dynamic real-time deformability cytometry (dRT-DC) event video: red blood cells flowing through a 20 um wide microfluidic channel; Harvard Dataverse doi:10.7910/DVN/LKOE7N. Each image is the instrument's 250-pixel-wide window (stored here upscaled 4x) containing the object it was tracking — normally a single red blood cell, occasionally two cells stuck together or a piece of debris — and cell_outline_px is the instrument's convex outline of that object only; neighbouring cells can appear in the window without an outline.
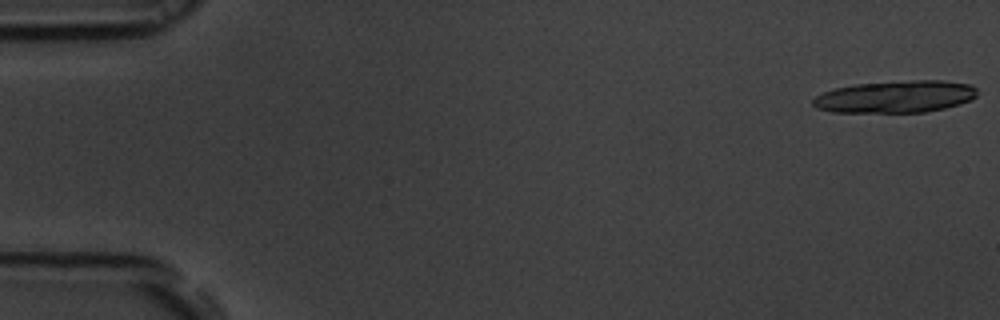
{"species": "common noctule bat (a hibernating species)", "species_latin": "Nyctalus noctula", "temperature_condition": "room temperature", "stored_images_in_passage": 25, "camera_frame_rate_fps": 3000, "um_per_image_px": 0.085, "animal": {"sex": "male", "body_mass_g": 19.5, "forearm_length_mm": 54.6}, "frame": {"image": 1, "passage_image": 1, "time_ms": 0.0, "image_size_px": [1000, 320], "cell_outline_px": [[976, 96], [972, 100], [960, 104], [944, 108], [924, 112], [832, 112], [816, 108], [812, 104], [812, 100], [816, 96], [824, 92], [836, 88], [856, 84], [912, 80], [944, 80], [972, 84], [976, 88]], "centroid_in_image_um": [76.15, 8.21], "position_along_channel_um": 8.9, "area_um2": 30.81}}